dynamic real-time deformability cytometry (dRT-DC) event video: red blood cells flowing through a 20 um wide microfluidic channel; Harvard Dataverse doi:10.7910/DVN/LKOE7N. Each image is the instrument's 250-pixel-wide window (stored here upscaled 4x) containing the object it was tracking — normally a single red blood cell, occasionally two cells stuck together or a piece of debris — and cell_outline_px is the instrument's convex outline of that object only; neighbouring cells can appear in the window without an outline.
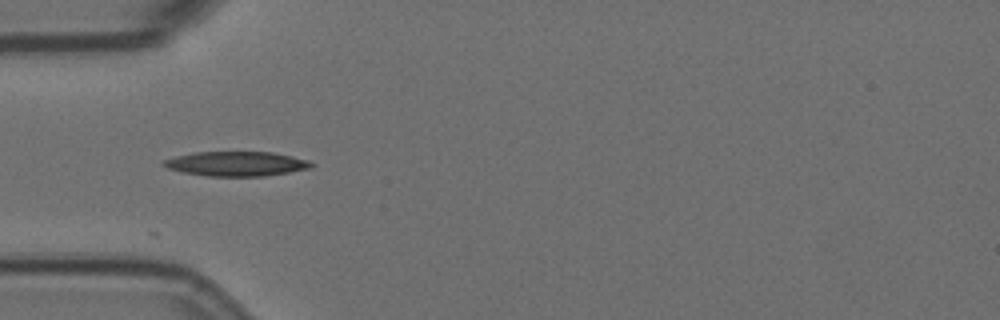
{"species": "Egyptian fruit bat (a non-hibernating species)", "species_latin": "Rousettus aegyptiacus", "temperature_condition": "room temperature", "stored_images_in_passage": 10, "camera_frame_rate_fps": 3000, "um_per_image_px": 0.085, "animal": {"sex": "female"}, "frame": {"image": 1, "passage_image": 1, "time_ms": 0.0, "image_size_px": [1000, 320], "cell_outline_px": [[316, 164], [312, 168], [264, 176], [208, 176], [184, 172], [168, 168], [160, 164], [164, 160], [176, 156], [192, 152], [272, 152], [292, 156], [308, 160]], "centroid_in_image_um": [20.11, 13.91], "position_along_channel_um": 64.9, "area_um2": 21.15}}
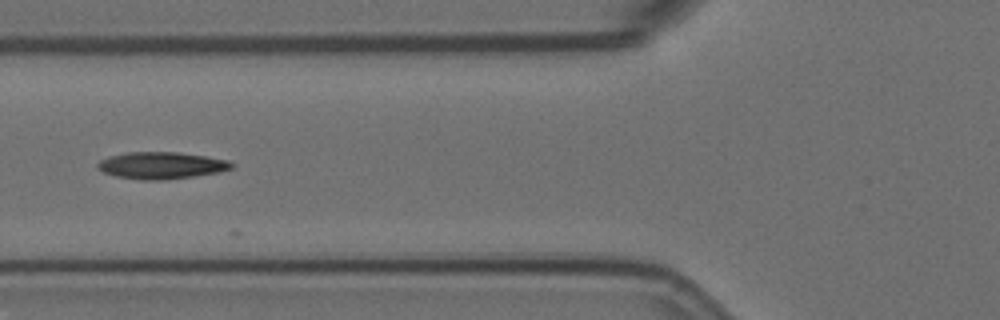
{"frame": {"image": 2, "passage_image": 5, "time_ms": 1.333, "image_size_px": [1000, 320], "cell_outline_px": [[236, 164], [232, 168], [220, 172], [192, 176], [160, 180], [140, 180], [116, 176], [104, 172], [96, 168], [96, 164], [100, 160], [108, 156], [128, 152], [176, 152], [204, 156], [228, 160]], "centroid_in_image_um": [13.7, 14.06], "position_along_channel_um": 112.1, "area_um2": 20.98}}
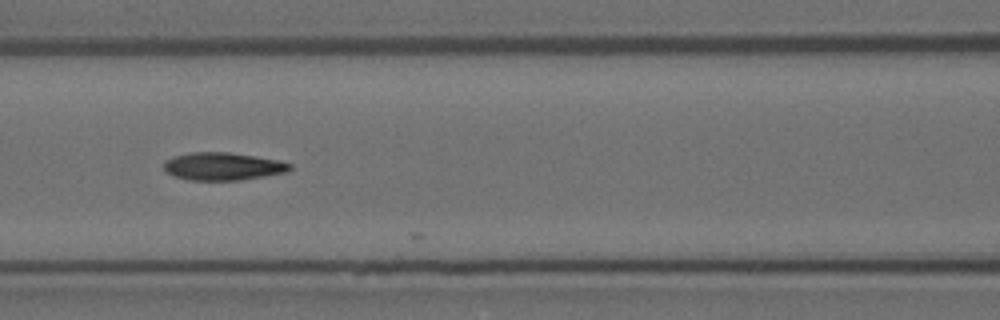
{"frame": {"image": 3, "passage_image": 8, "time_ms": 2.333, "image_size_px": [1000, 320], "cell_outline_px": [[292, 168], [288, 172], [240, 180], [188, 180], [176, 176], [168, 172], [164, 168], [164, 160], [172, 156], [192, 152], [228, 152], [280, 160], [292, 164]], "centroid_in_image_um": [18.96, 14.13], "position_along_channel_um": 147.6, "area_um2": 20.4}}